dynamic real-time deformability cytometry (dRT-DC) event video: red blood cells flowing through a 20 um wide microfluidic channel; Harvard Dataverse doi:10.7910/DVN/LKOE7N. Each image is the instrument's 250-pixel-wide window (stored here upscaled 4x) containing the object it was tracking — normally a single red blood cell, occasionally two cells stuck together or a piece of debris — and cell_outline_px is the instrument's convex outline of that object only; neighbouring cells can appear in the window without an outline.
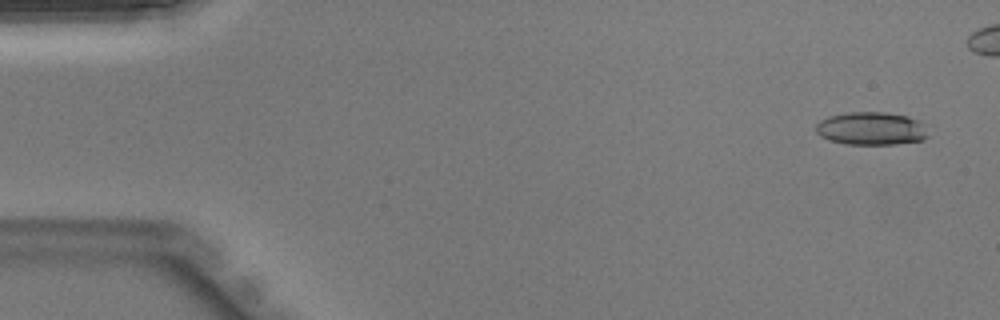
{"species": "Egyptian fruit bat (a non-hibernating species)", "species_latin": "Rousettus aegyptiacus", "temperature_condition": "warm", "stored_images_in_passage": 37, "camera_frame_rate_fps": 3000, "um_per_image_px": 0.085, "animal": {"sex": "male"}, "frame": {"image": 1, "passage_image": 3, "time_ms": 0.667, "image_size_px": [1000, 320], "cell_outline_px": [[928, 136], [924, 140], [896, 144], [844, 144], [828, 140], [820, 136], [816, 132], [816, 124], [820, 120], [828, 116], [848, 112], [884, 112], [908, 116], [916, 120], [920, 124]], "centroid_in_image_um": [73.99, 10.93], "position_along_channel_um": 11.0, "area_um2": 21.5}}
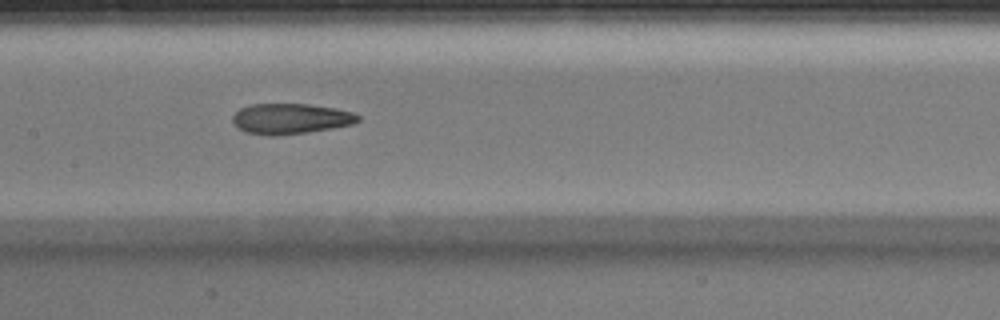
{"frame": {"image": 2, "passage_image": 22, "time_ms": 7.0, "image_size_px": [1000, 320], "cell_outline_px": [[360, 120], [352, 124], [332, 128], [308, 132], [276, 136], [268, 136], [248, 132], [240, 128], [232, 120], [232, 116], [240, 108], [252, 104], [308, 104], [336, 108], [352, 112], [360, 116]], "centroid_in_image_um": [24.72, 10.09], "position_along_channel_um": 182.7, "area_um2": 22.2}}
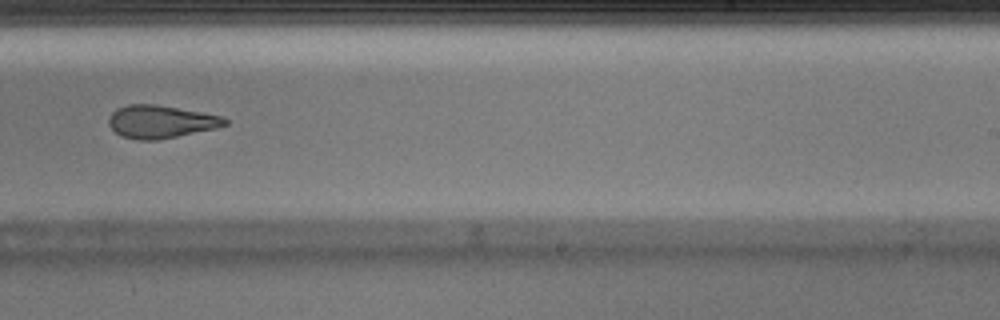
{"frame": {"image": 3, "passage_image": 28, "time_ms": 9.0, "image_size_px": [1000, 320], "cell_outline_px": [[228, 124], [216, 128], [156, 140], [140, 140], [120, 136], [108, 124], [108, 116], [116, 108], [128, 104], [156, 104], [200, 112], [220, 116], [228, 120]], "centroid_in_image_um": [13.61, 10.34], "position_along_channel_um": 275.4, "area_um2": 22.08}}